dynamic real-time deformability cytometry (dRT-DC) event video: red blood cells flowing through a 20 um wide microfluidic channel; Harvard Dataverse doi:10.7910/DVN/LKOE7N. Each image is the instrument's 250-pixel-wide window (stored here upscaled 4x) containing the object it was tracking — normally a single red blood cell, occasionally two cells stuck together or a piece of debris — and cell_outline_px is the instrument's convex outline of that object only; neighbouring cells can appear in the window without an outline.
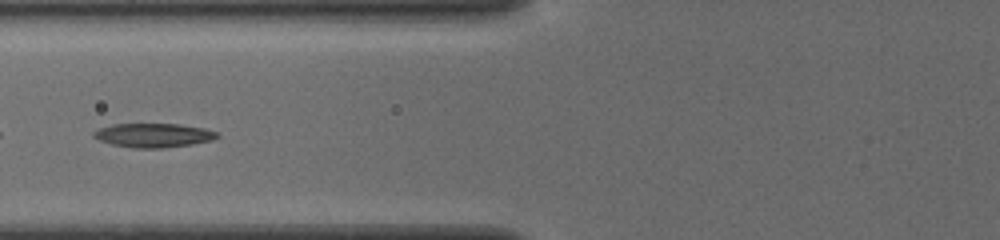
{"species": "common noctule bat (a hibernating species)", "species_latin": "Nyctalus noctula", "temperature_condition": "cold", "stored_images_in_passage": 10, "camera_frame_rate_fps": 3000, "um_per_image_px": 0.085, "animal": {"sex": "female", "body_mass_g": 19.5, "forearm_length_mm": 54.1}, "frame": {"image": 1, "passage_image": 9, "time_ms": 2.667, "image_size_px": [1000, 240], "cell_outline_px": [[220, 136], [212, 140], [192, 144], [164, 148], [132, 148], [112, 144], [100, 140], [92, 136], [92, 132], [100, 128], [112, 124], [180, 124], [204, 128], [220, 132]], "centroid_in_image_um": [13.08, 11.5], "position_along_channel_um": 112.7, "area_um2": 17.4}}